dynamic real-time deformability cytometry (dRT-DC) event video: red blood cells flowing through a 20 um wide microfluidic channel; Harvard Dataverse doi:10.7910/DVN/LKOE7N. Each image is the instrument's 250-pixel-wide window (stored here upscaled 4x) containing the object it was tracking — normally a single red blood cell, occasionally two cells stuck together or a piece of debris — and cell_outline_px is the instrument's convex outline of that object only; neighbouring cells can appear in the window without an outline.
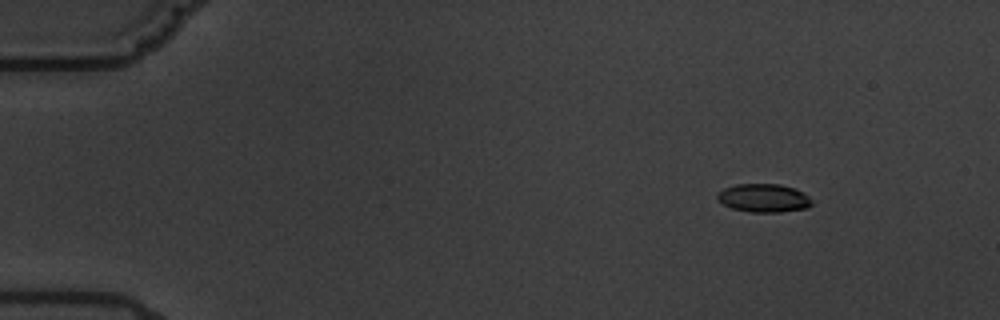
{"species": "common noctule bat (a hibernating species)", "species_latin": "Nyctalus noctula", "temperature_condition": "warm", "stored_images_in_passage": 6, "camera_frame_rate_fps": 3000, "um_per_image_px": 0.085, "animal": {"sex": "male", "body_mass_g": 19.5, "forearm_length_mm": 54.6}, "frame": {"image": 1, "passage_image": 2, "time_ms": 1.0, "image_size_px": [1000, 320], "cell_outline_px": [[812, 204], [808, 208], [780, 212], [752, 212], [732, 208], [716, 200], [716, 196], [724, 188], [736, 184], [780, 184], [796, 188], [804, 192], [812, 200]], "centroid_in_image_um": [64.94, 16.83], "position_along_channel_um": 20.1, "area_um2": 15.72}}
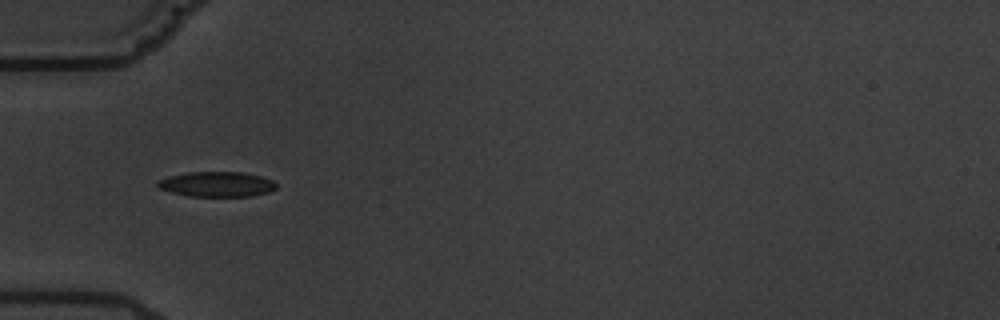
{"frame": {"image": 2, "passage_image": 5, "time_ms": 5.333, "image_size_px": [1000, 320], "cell_outline_px": [[276, 188], [268, 192], [252, 196], [188, 196], [172, 192], [160, 188], [156, 184], [156, 180], [168, 176], [188, 172], [244, 172], [260, 176], [272, 180], [276, 184]], "centroid_in_image_um": [18.41, 15.65], "position_along_channel_um": 66.6, "area_um2": 17.34}}